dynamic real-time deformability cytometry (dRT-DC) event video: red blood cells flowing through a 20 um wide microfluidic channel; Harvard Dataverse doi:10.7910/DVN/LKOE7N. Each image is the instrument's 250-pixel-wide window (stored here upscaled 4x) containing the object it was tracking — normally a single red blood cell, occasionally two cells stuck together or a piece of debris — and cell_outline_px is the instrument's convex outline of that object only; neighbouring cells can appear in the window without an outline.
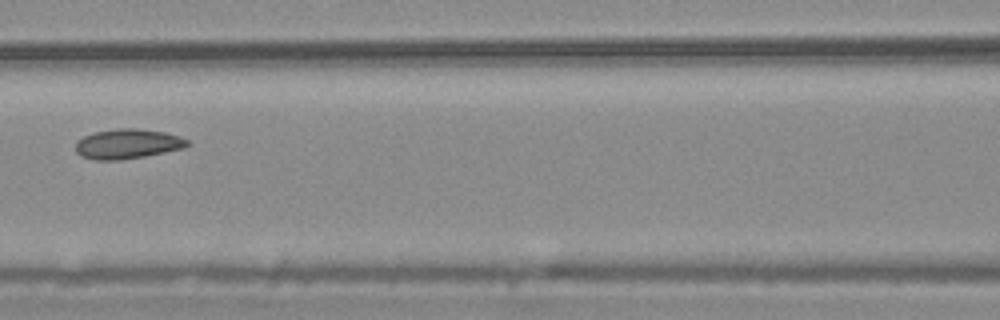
{"species": "common noctule bat (a hibernating species)", "species_latin": "Nyctalus noctula", "temperature_condition": "warm", "stored_images_in_passage": 9, "camera_frame_rate_fps": 3000, "um_per_image_px": 0.085, "animal": {"sex": "male", "body_mass_g": 20.4}, "frame": {"image": 1, "passage_image": 6, "time_ms": 1.667, "image_size_px": [1000, 320], "cell_outline_px": [[192, 144], [184, 148], [144, 156], [120, 160], [96, 160], [80, 156], [76, 152], [76, 140], [92, 132], [120, 128], [136, 128], [164, 132], [180, 136], [188, 140]], "centroid_in_image_um": [10.84, 12.23], "position_along_channel_um": 155.8, "area_um2": 19.54}}
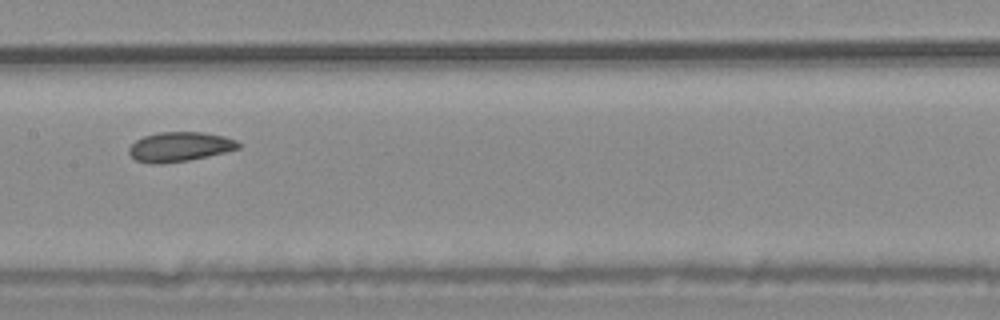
{"frame": {"image": 2, "passage_image": 7, "time_ms": 2.0, "image_size_px": [1000, 320], "cell_outline_px": [[240, 148], [208, 156], [188, 160], [160, 164], [148, 164], [136, 160], [128, 152], [128, 148], [136, 140], [144, 136], [160, 132], [204, 132], [224, 136], [236, 140], [240, 144]], "centroid_in_image_um": [15.26, 12.47], "position_along_channel_um": 192.1, "area_um2": 18.84}}
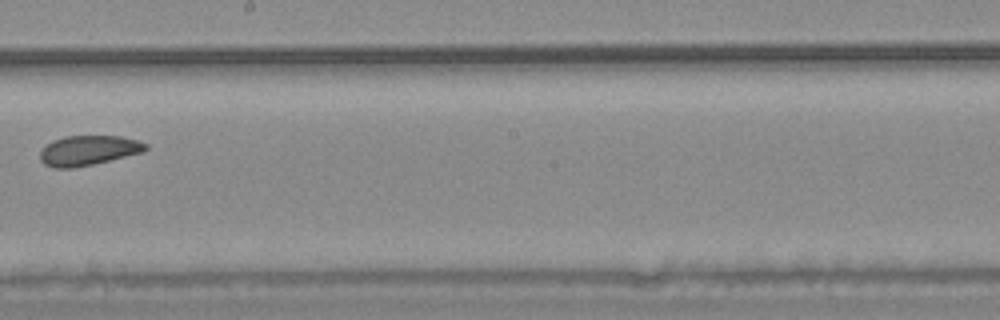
{"frame": {"image": 3, "passage_image": 8, "time_ms": 2.333, "image_size_px": [1000, 320], "cell_outline_px": [[148, 148], [144, 152], [92, 164], [72, 168], [56, 168], [44, 164], [40, 160], [40, 152], [52, 140], [64, 136], [120, 136], [136, 140], [148, 144]], "centroid_in_image_um": [7.52, 12.78], "position_along_channel_um": 240.7, "area_um2": 18.26}}